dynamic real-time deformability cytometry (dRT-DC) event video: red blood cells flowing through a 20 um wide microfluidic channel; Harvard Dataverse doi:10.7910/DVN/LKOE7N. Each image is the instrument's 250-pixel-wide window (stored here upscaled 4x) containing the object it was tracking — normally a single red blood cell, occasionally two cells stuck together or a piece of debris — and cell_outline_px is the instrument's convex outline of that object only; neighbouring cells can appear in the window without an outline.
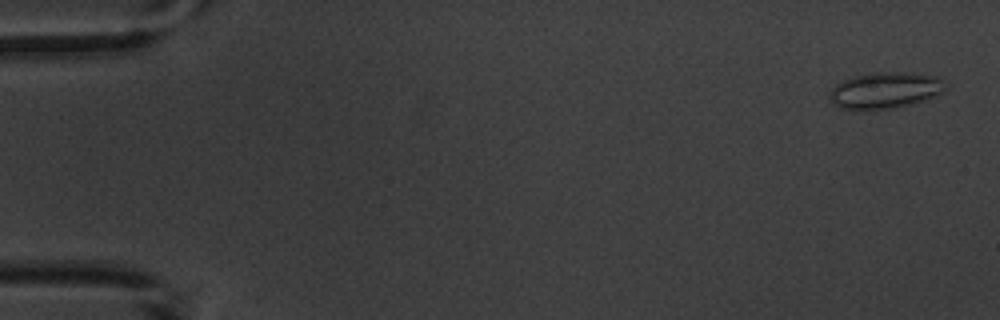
{"species": "common noctule bat (a hibernating species)", "species_latin": "Nyctalus noctula", "temperature_condition": "warm", "stored_images_in_passage": 6, "camera_frame_rate_fps": 3000, "um_per_image_px": 0.085, "animal": {"sex": "male", "body_mass_g": 20.1, "forearm_length_mm": 53.5}, "frame": {"image": 1, "passage_image": 1, "time_ms": 0.0, "image_size_px": [1000, 320], "cell_outline_px": [[944, 88], [940, 92], [924, 100], [892, 108], [840, 108], [828, 96], [832, 88], [836, 84], [852, 76], [872, 72], [904, 72], [940, 76]], "centroid_in_image_um": [75.21, 7.64], "position_along_channel_um": 9.8, "area_um2": 23.81}}
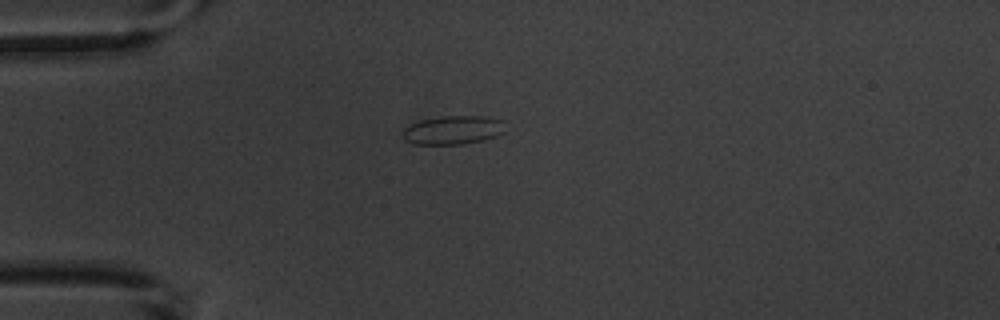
{"frame": {"image": 2, "passage_image": 4, "time_ms": 4.333, "image_size_px": [1000, 320], "cell_outline_px": [[508, 132], [484, 140], [464, 144], [412, 144], [404, 140], [400, 136], [400, 132], [404, 128], [420, 120], [444, 116], [488, 116], [504, 120]], "centroid_in_image_um": [38.55, 11.06], "position_along_channel_um": 46.5, "area_um2": 17.69}}
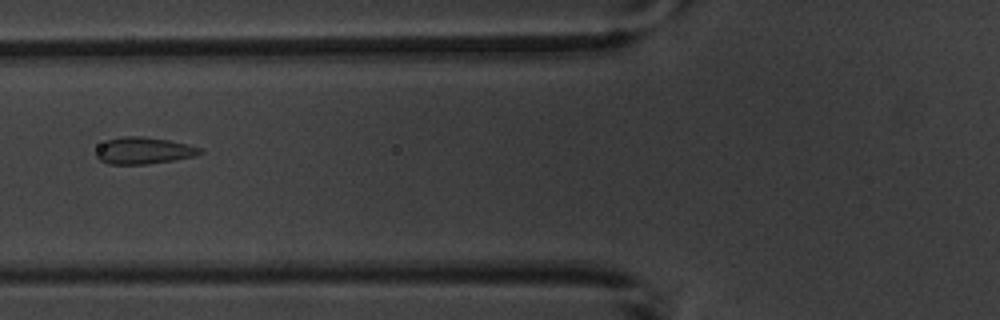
{"frame": {"image": 3, "passage_image": 6, "time_ms": 6.667, "image_size_px": [1000, 320], "cell_outline_px": [[204, 152], [196, 156], [148, 164], [108, 164], [100, 160], [96, 156], [96, 152], [100, 144], [108, 140], [120, 136], [140, 136], [168, 140], [188, 144], [200, 148]], "centroid_in_image_um": [12.21, 12.8], "position_along_channel_um": 113.6, "area_um2": 16.18}}